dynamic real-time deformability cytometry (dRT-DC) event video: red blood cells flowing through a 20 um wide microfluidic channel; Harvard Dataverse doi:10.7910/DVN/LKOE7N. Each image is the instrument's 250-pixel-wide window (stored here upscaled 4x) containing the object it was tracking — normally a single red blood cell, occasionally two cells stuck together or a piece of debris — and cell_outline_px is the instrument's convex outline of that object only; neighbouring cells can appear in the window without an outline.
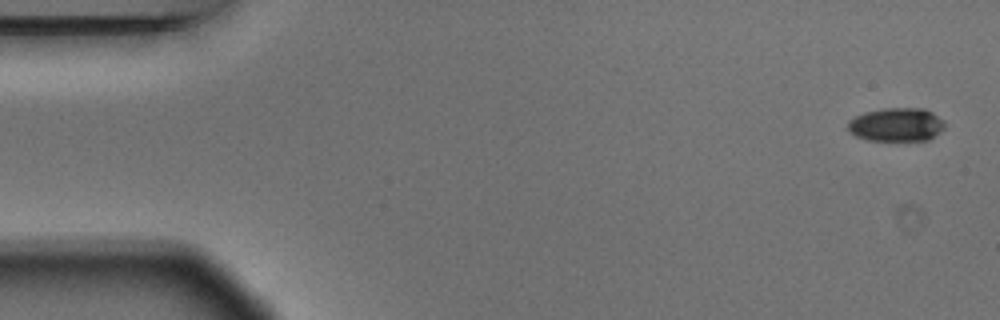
{"species": "Egyptian fruit bat (a non-hibernating species)", "species_latin": "Rousettus aegyptiacus", "temperature_condition": "warm", "stored_images_in_passage": 4, "camera_frame_rate_fps": 3000, "um_per_image_px": 0.085, "animal": {"sex": "male"}, "frame": {"image": 1, "passage_image": 1, "time_ms": 0.0, "image_size_px": [1000, 320], "cell_outline_px": [[944, 128], [940, 132], [928, 140], [868, 140], [856, 136], [848, 132], [848, 120], [864, 112], [884, 108], [924, 108], [932, 112], [944, 120]], "centroid_in_image_um": [76.19, 10.58], "position_along_channel_um": 8.8, "area_um2": 19.02}}
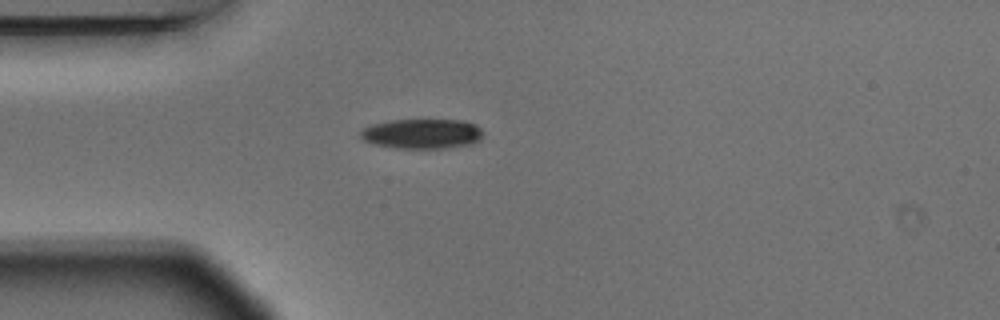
{"frame": {"image": 2, "passage_image": 4, "time_ms": 1.0, "image_size_px": [1000, 320], "cell_outline_px": [[484, 136], [480, 140], [472, 144], [444, 148], [396, 148], [376, 144], [364, 140], [360, 136], [360, 132], [364, 128], [372, 124], [388, 120], [464, 120], [476, 124], [484, 132]], "centroid_in_image_um": [35.93, 11.36], "position_along_channel_um": 49.1, "area_um2": 21.44}}